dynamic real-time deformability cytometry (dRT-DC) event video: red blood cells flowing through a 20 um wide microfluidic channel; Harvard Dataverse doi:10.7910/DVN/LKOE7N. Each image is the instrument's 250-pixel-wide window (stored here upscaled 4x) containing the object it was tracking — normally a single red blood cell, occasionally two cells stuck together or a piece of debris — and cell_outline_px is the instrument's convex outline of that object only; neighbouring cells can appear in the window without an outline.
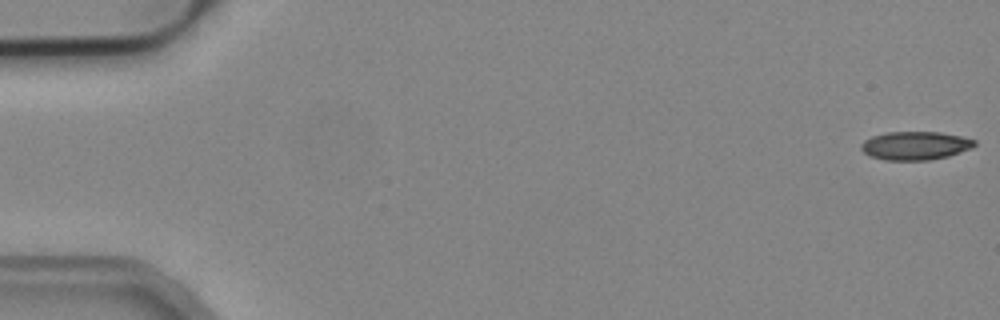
{"species": "common noctule bat (a hibernating species)", "species_latin": "Nyctalus noctula", "temperature_condition": "cold", "stored_images_in_passage": 53, "camera_frame_rate_fps": 3000, "um_per_image_px": 0.085, "animal": {"sex": "male", "body_mass_g": 19.2, "forearm_length_mm": 51.8}, "frame": {"image": 1, "passage_image": 1, "time_ms": 0.0, "image_size_px": [1000, 320], "cell_outline_px": [[976, 144], [972, 148], [948, 156], [928, 160], [884, 160], [868, 156], [860, 148], [860, 144], [864, 140], [872, 136], [888, 132], [940, 132], [960, 136], [976, 140]], "centroid_in_image_um": [77.77, 12.38], "position_along_channel_um": 7.2, "area_um2": 18.84}}
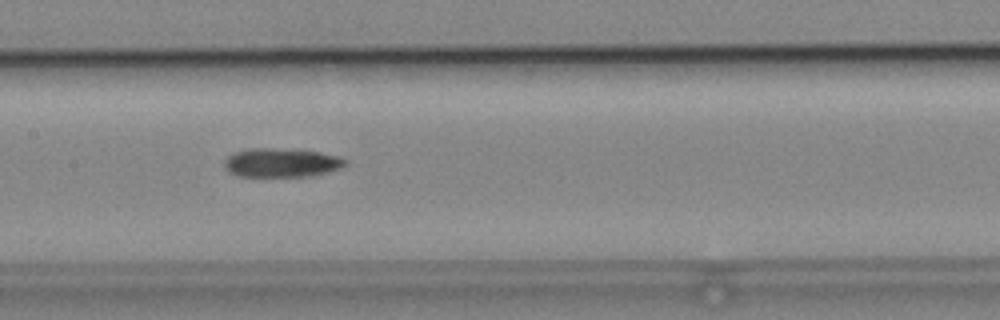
{"frame": {"image": 2, "passage_image": 26, "time_ms": 8.333, "image_size_px": [1000, 320], "cell_outline_px": [[348, 164], [340, 168], [324, 172], [304, 176], [240, 176], [228, 172], [224, 168], [224, 160], [232, 152], [248, 148], [272, 148], [320, 152], [340, 156], [348, 160]], "centroid_in_image_um": [23.88, 13.81], "position_along_channel_um": 183.5, "area_um2": 20.35}}
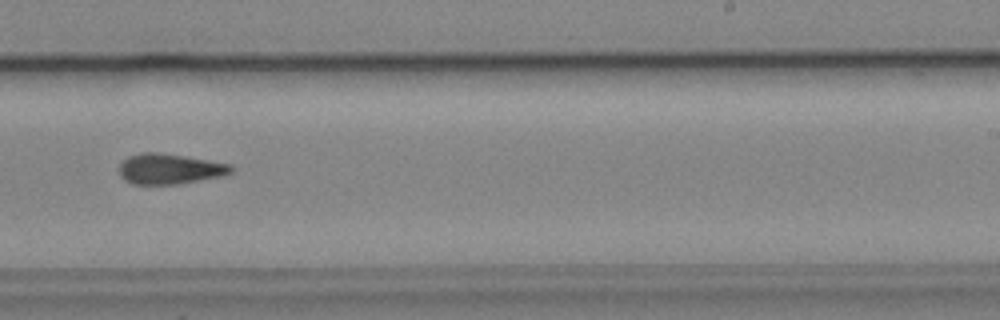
{"frame": {"image": 3, "passage_image": 33, "time_ms": 10.667, "image_size_px": [1000, 320], "cell_outline_px": [[232, 172], [224, 176], [176, 184], [132, 184], [124, 180], [120, 176], [120, 164], [128, 156], [144, 152], [160, 152], [232, 164]], "centroid_in_image_um": [14.42, 14.36], "position_along_channel_um": 274.6, "area_um2": 19.83}, "authors_computed_cell_mechanics": {"area_um2": 19.7676, "velocity_mm_per_s": 3.9228, "shape_relaxation_time_tau1_ms": 10.2159, "shape_relaxation_time_tau2_ms": 5.2794, "deformation_change_tau1": 0.2314, "deformation_change_tau2": 0.1606}}